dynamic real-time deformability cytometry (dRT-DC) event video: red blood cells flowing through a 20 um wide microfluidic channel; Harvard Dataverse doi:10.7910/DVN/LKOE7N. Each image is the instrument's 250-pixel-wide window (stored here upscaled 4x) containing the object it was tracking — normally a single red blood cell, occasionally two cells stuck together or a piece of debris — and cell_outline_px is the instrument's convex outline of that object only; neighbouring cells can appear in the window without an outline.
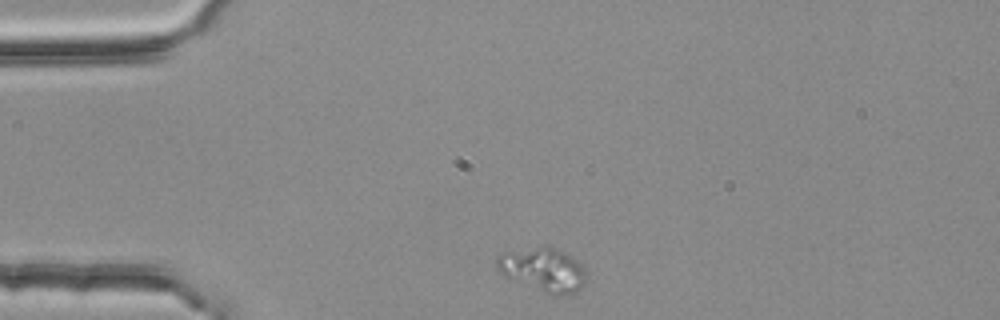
{"species": "common noctule bat (a hibernating species)", "species_latin": "Nyctalus noctula", "temperature_condition": "room temperature", "stored_images_in_passage": 35, "camera_frame_rate_fps": 3000, "um_per_image_px": 0.085, "animal": {"sex": "female", "body_mass_g": 25.1}, "frame": {"image": 1, "passage_image": 1, "time_ms": 0.0, "image_size_px": [1000, 320], "cell_outline_px": [[584, 284], [576, 292], [568, 296], [556, 296], [544, 292], [504, 276], [496, 268], [496, 256], [500, 252], [548, 244], [572, 256], [584, 268]], "centroid_in_image_um": [46.13, 22.89], "position_along_channel_um": 38.9, "area_um2": 23.18}}
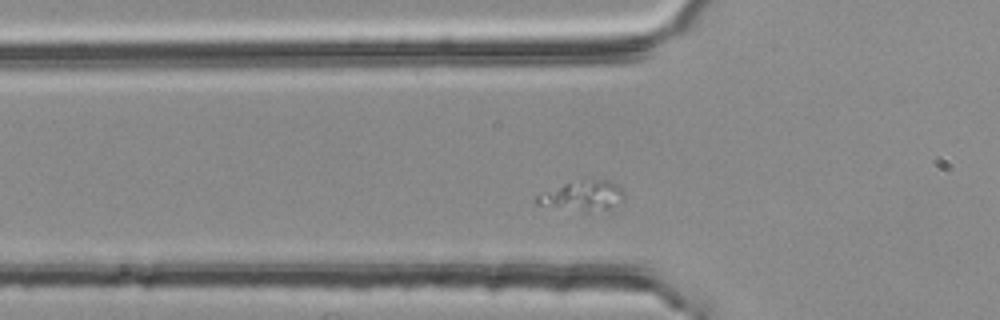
{"frame": {"image": 2, "passage_image": 7, "time_ms": 2.0, "image_size_px": [1000, 320], "cell_outline_px": [[624, 200], [608, 208], [588, 212], [584, 212], [536, 204], [532, 200], [540, 192], [584, 176], [592, 176], [608, 180], [616, 184], [624, 192]], "centroid_in_image_um": [49.48, 16.57], "position_along_channel_um": 76.3, "area_um2": 16.07}}